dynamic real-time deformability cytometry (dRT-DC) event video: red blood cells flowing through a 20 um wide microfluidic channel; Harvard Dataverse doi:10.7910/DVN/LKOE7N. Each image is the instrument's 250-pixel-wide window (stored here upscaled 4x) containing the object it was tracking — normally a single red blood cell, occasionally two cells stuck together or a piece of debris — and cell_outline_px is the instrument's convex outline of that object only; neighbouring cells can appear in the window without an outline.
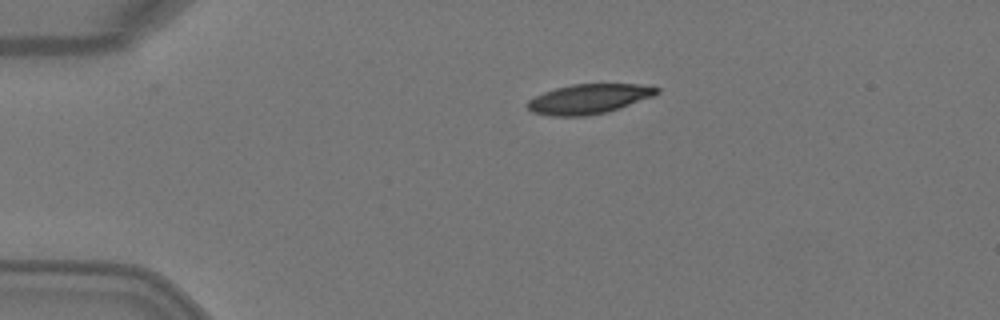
{"species": "Egyptian fruit bat (a non-hibernating species)", "species_latin": "Rousettus aegyptiacus", "temperature_condition": "warm", "stored_images_in_passage": 2, "camera_frame_rate_fps": 3000, "um_per_image_px": 0.085, "animal": {"sex": "female"}, "frame": {"image": 1, "passage_image": 1, "time_ms": 0.0, "image_size_px": [1000, 320], "cell_outline_px": [[660, 92], [652, 96], [620, 108], [604, 112], [584, 116], [552, 116], [532, 112], [528, 108], [528, 100], [544, 92], [556, 88], [572, 84], [640, 84], [660, 88]], "centroid_in_image_um": [50.05, 8.4], "position_along_channel_um": 34.9, "area_um2": 22.14}}